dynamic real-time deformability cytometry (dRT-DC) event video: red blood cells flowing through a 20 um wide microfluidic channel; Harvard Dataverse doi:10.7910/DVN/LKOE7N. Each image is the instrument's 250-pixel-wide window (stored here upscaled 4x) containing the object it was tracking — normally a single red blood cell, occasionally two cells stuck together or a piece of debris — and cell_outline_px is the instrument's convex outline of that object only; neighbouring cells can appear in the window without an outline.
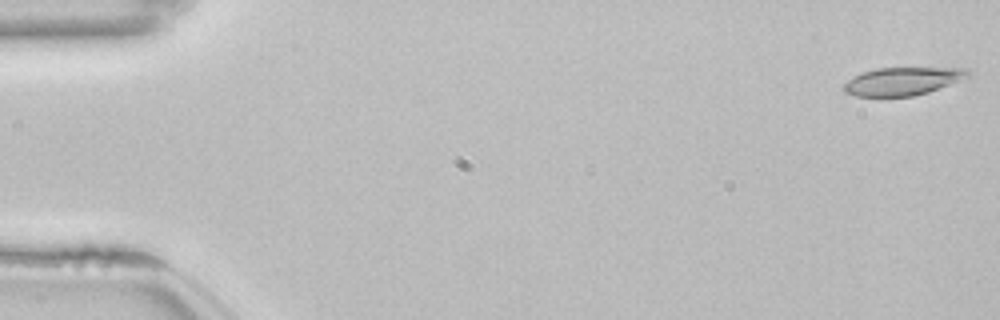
{"species": "common noctule bat (a hibernating species)", "species_latin": "Nyctalus noctula", "temperature_condition": "room temperature", "stored_images_in_passage": 8, "camera_frame_rate_fps": 3000, "um_per_image_px": 0.085, "animal": {"sex": "female", "body_mass_g": 22.7, "forearm_length_mm": 54.2}, "frame": {"image": 1, "passage_image": 1, "time_ms": 0.0, "image_size_px": [1000, 320], "cell_outline_px": [[972, 76], [928, 92], [912, 96], [856, 96], [844, 92], [844, 84], [852, 76], [876, 68], [968, 68], [972, 72]], "centroid_in_image_um": [76.76, 6.89], "position_along_channel_um": 8.2, "area_um2": 20.23}}